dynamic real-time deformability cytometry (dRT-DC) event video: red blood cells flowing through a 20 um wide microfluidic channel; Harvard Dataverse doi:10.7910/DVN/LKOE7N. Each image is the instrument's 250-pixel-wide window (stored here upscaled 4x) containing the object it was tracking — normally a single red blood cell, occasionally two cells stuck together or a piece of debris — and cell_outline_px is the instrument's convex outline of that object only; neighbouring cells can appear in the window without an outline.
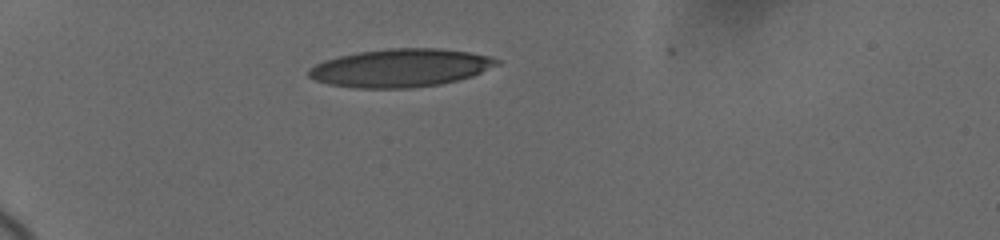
{"species": "human", "species_latin": "Homo sapiens", "temperature_condition": "cold", "stored_images_in_passage": 43, "camera_frame_rate_fps": 3000, "um_per_image_px": 0.085, "donor": {"sex": "female"}, "frame": {"image": 1, "passage_image": 1, "time_ms": 0.0, "image_size_px": [1000, 240], "cell_outline_px": [[500, 64], [472, 76], [440, 84], [412, 88], [352, 88], [328, 84], [312, 80], [308, 76], [308, 72], [316, 64], [324, 60], [340, 56], [360, 52], [388, 48], [440, 48], [468, 52], [488, 56], [500, 60]], "centroid_in_image_um": [34.03, 5.78], "position_along_channel_um": 51.0, "area_um2": 41.73}}
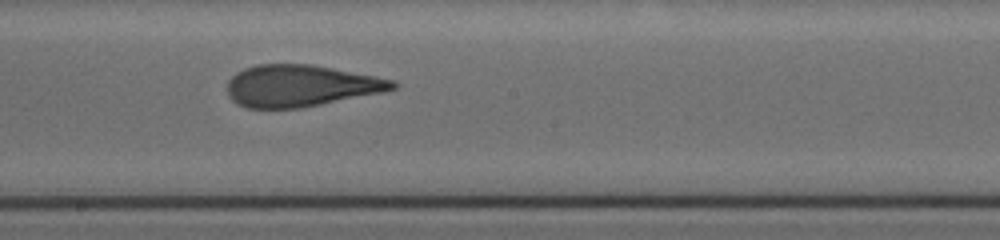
{"frame": {"image": 2, "passage_image": 23, "time_ms": 5.667, "image_size_px": [1000, 240], "cell_outline_px": [[400, 84], [396, 88], [384, 92], [300, 108], [248, 108], [236, 104], [228, 96], [228, 80], [236, 72], [244, 68], [256, 64], [308, 64], [332, 68], [376, 76], [392, 80]], "centroid_in_image_um": [25.54, 7.29], "position_along_channel_um": 222.7, "area_um2": 40.23}}
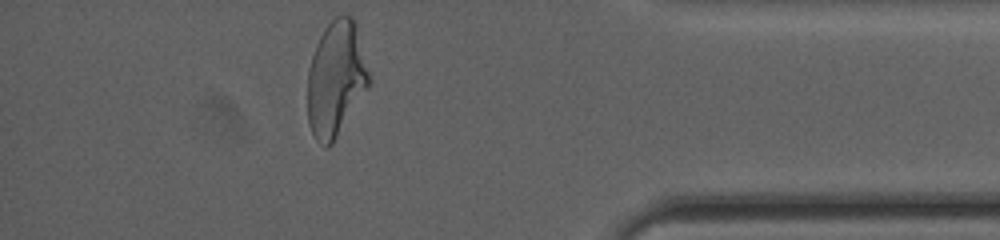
{"frame": {"image": 3, "passage_image": 42, "time_ms": 11.333, "image_size_px": [1000, 240], "cell_outline_px": [[368, 84], [332, 144], [324, 148], [316, 140], [308, 124], [308, 68], [316, 44], [324, 28], [336, 16], [352, 16], [356, 24], [368, 72]], "centroid_in_image_um": [28.5, 6.69], "position_along_channel_um": 406.7, "area_um2": 40.23}, "authors_computed_cell_mechanics": {"area_um2": 40.8646, "velocity_mm_per_s": 3.6782, "shape_relaxation_time_tau1_ms": 5.7584, "shape_relaxation_time_tau2_ms": 1.1821, "deformation_change_tau1": 0.218, "deformation_change_tau2": 0.0951}}